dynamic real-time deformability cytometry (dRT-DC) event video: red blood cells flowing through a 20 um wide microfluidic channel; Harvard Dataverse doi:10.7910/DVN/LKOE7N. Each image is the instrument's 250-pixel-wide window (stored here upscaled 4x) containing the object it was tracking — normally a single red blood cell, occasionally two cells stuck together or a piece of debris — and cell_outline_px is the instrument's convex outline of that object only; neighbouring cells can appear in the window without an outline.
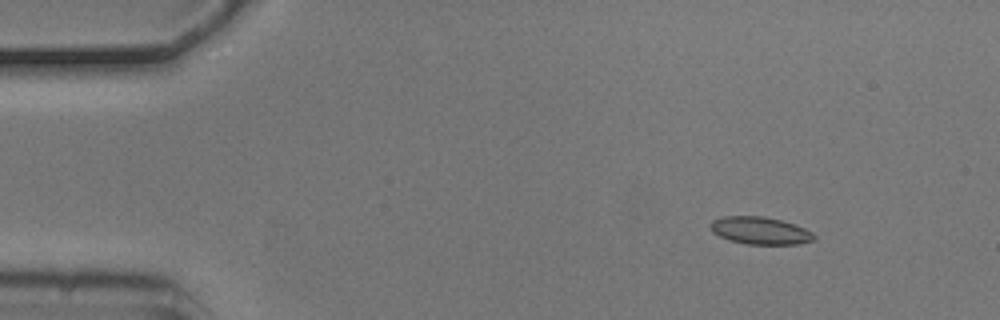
{"species": "common noctule bat (a hibernating species)", "species_latin": "Nyctalus noctula", "temperature_condition": "cold", "stored_images_in_passage": 6, "camera_frame_rate_fps": 3000, "um_per_image_px": 0.085, "animal": {"sex": "male", "body_mass_g": 20.5, "forearm_length_mm": 52.5}, "frame": {"image": 1, "passage_image": 2, "time_ms": 0.333, "image_size_px": [1000, 320], "cell_outline_px": [[816, 240], [796, 244], [748, 244], [728, 240], [712, 232], [708, 224], [712, 220], [724, 216], [764, 216], [796, 224], [812, 232], [816, 236]], "centroid_in_image_um": [64.6, 19.6], "position_along_channel_um": 20.4, "area_um2": 16.7}}
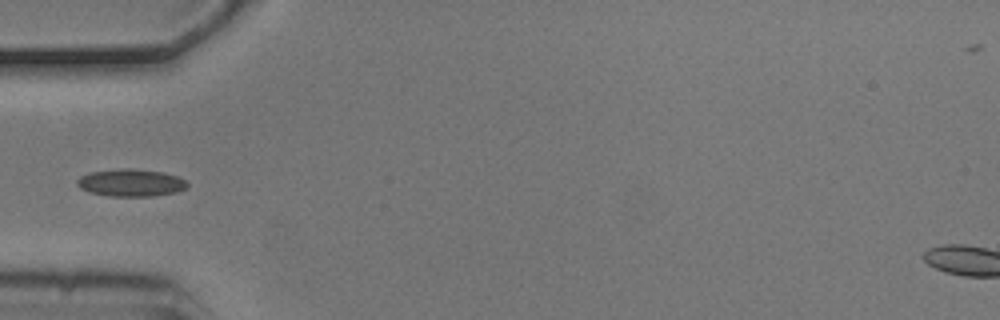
{"frame": {"image": 2, "passage_image": 5, "time_ms": 1.333, "image_size_px": [1000, 320], "cell_outline_px": [[188, 188], [176, 192], [152, 196], [108, 196], [88, 192], [80, 188], [76, 184], [76, 180], [80, 176], [88, 172], [124, 168], [132, 168], [164, 172], [176, 176], [184, 180], [188, 184]], "centroid_in_image_um": [11.09, 15.53], "position_along_channel_um": 73.9, "area_um2": 17.74}}
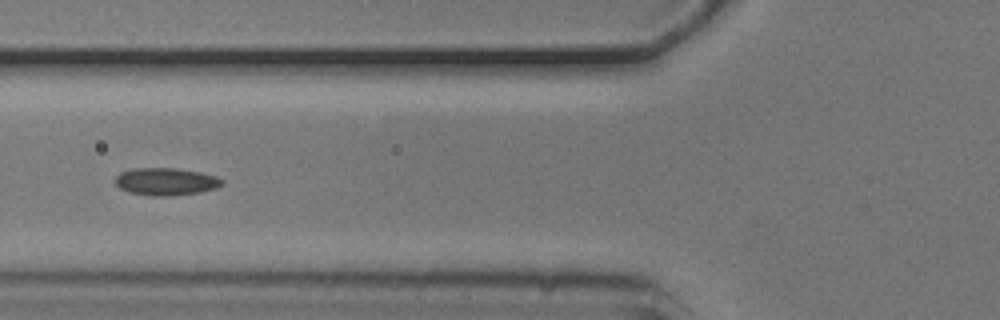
{"frame": {"image": 3, "passage_image": 6, "time_ms": 1.667, "image_size_px": [1000, 320], "cell_outline_px": [[224, 184], [216, 188], [200, 192], [168, 196], [148, 196], [128, 192], [120, 188], [116, 184], [116, 176], [120, 172], [132, 168], [176, 168], [200, 172], [216, 176], [224, 180]], "centroid_in_image_um": [14.1, 15.43], "position_along_channel_um": 111.7, "area_um2": 17.22}}